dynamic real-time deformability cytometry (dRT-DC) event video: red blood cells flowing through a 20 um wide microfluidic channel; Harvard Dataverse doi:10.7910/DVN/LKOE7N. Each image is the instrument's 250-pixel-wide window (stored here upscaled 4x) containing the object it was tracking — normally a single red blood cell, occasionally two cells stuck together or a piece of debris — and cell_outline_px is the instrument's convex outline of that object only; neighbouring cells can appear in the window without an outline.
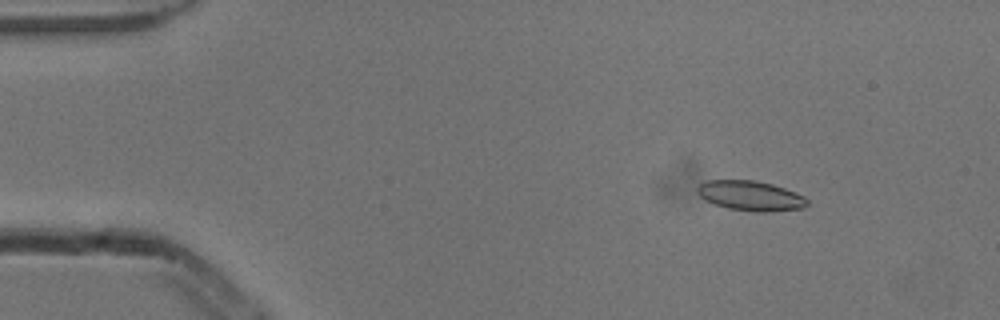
{"species": "common noctule bat (a hibernating species)", "species_latin": "Nyctalus noctula", "temperature_condition": "cold", "stored_images_in_passage": 36, "camera_frame_rate_fps": 3000, "um_per_image_px": 0.085, "animal": {"sex": "male", "body_mass_g": 13.3}, "frame": {"image": 1, "passage_image": 7, "time_ms": 2.0, "image_size_px": [1000, 320], "cell_outline_px": [[808, 204], [804, 208], [764, 212], [756, 212], [728, 208], [704, 200], [696, 192], [696, 188], [700, 184], [708, 180], [756, 180], [772, 184], [796, 192], [804, 196], [808, 200]], "centroid_in_image_um": [63.8, 16.63], "position_along_channel_um": 21.2, "area_um2": 19.19}}
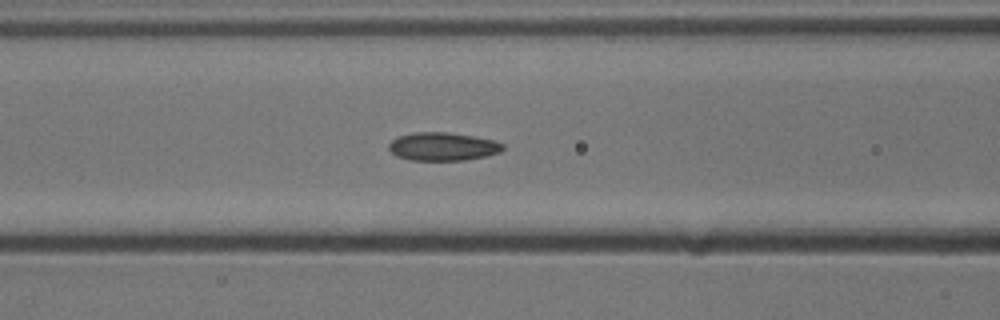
{"frame": {"image": 2, "passage_image": 22, "time_ms": 7.0, "image_size_px": [1000, 320], "cell_outline_px": [[504, 148], [500, 152], [488, 156], [464, 160], [408, 160], [396, 156], [388, 148], [388, 144], [396, 136], [416, 132], [448, 132], [472, 136], [492, 140], [504, 144]], "centroid_in_image_um": [37.61, 12.46], "position_along_channel_um": 129.0, "area_um2": 18.84}}
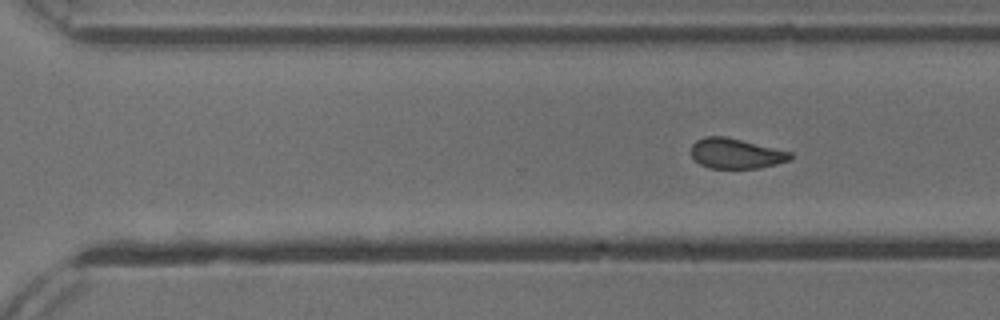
{"frame": {"image": 3, "passage_image": 36, "time_ms": 11.667, "image_size_px": [1000, 320], "cell_outline_px": [[792, 156], [788, 160], [776, 164], [760, 168], [708, 168], [700, 164], [692, 156], [692, 144], [696, 140], [704, 136], [724, 136], [792, 152]], "centroid_in_image_um": [62.53, 13.05], "position_along_channel_um": 308.1, "area_um2": 17.28}}